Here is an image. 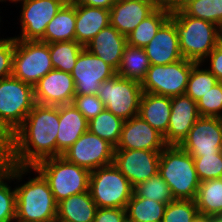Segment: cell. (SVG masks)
<instances>
[{"label": "cell", "mask_w": 222, "mask_h": 222, "mask_svg": "<svg viewBox=\"0 0 222 222\" xmlns=\"http://www.w3.org/2000/svg\"><path fill=\"white\" fill-rule=\"evenodd\" d=\"M155 10V7L144 1L117 0L110 9V25L127 36Z\"/></svg>", "instance_id": "obj_21"}, {"label": "cell", "mask_w": 222, "mask_h": 222, "mask_svg": "<svg viewBox=\"0 0 222 222\" xmlns=\"http://www.w3.org/2000/svg\"><path fill=\"white\" fill-rule=\"evenodd\" d=\"M134 193L138 197L166 204L175 200L168 184L159 173L135 186Z\"/></svg>", "instance_id": "obj_35"}, {"label": "cell", "mask_w": 222, "mask_h": 222, "mask_svg": "<svg viewBox=\"0 0 222 222\" xmlns=\"http://www.w3.org/2000/svg\"><path fill=\"white\" fill-rule=\"evenodd\" d=\"M183 11L191 17L211 22L222 30V0H195Z\"/></svg>", "instance_id": "obj_36"}, {"label": "cell", "mask_w": 222, "mask_h": 222, "mask_svg": "<svg viewBox=\"0 0 222 222\" xmlns=\"http://www.w3.org/2000/svg\"><path fill=\"white\" fill-rule=\"evenodd\" d=\"M200 117L197 103L183 94L171 97L169 127L164 140L167 146H180L193 124Z\"/></svg>", "instance_id": "obj_18"}, {"label": "cell", "mask_w": 222, "mask_h": 222, "mask_svg": "<svg viewBox=\"0 0 222 222\" xmlns=\"http://www.w3.org/2000/svg\"><path fill=\"white\" fill-rule=\"evenodd\" d=\"M48 45L54 69L71 73L84 46L77 41L56 42Z\"/></svg>", "instance_id": "obj_33"}, {"label": "cell", "mask_w": 222, "mask_h": 222, "mask_svg": "<svg viewBox=\"0 0 222 222\" xmlns=\"http://www.w3.org/2000/svg\"><path fill=\"white\" fill-rule=\"evenodd\" d=\"M201 63L222 82V41Z\"/></svg>", "instance_id": "obj_42"}, {"label": "cell", "mask_w": 222, "mask_h": 222, "mask_svg": "<svg viewBox=\"0 0 222 222\" xmlns=\"http://www.w3.org/2000/svg\"><path fill=\"white\" fill-rule=\"evenodd\" d=\"M88 131V120L73 105H59V129L56 137L57 157Z\"/></svg>", "instance_id": "obj_22"}, {"label": "cell", "mask_w": 222, "mask_h": 222, "mask_svg": "<svg viewBox=\"0 0 222 222\" xmlns=\"http://www.w3.org/2000/svg\"><path fill=\"white\" fill-rule=\"evenodd\" d=\"M150 66V60L142 47L127 44L117 70V75L141 83Z\"/></svg>", "instance_id": "obj_28"}, {"label": "cell", "mask_w": 222, "mask_h": 222, "mask_svg": "<svg viewBox=\"0 0 222 222\" xmlns=\"http://www.w3.org/2000/svg\"><path fill=\"white\" fill-rule=\"evenodd\" d=\"M192 222H210V215L197 213Z\"/></svg>", "instance_id": "obj_47"}, {"label": "cell", "mask_w": 222, "mask_h": 222, "mask_svg": "<svg viewBox=\"0 0 222 222\" xmlns=\"http://www.w3.org/2000/svg\"><path fill=\"white\" fill-rule=\"evenodd\" d=\"M117 75V71L101 58L83 48L71 72L75 93L97 95L101 84Z\"/></svg>", "instance_id": "obj_13"}, {"label": "cell", "mask_w": 222, "mask_h": 222, "mask_svg": "<svg viewBox=\"0 0 222 222\" xmlns=\"http://www.w3.org/2000/svg\"><path fill=\"white\" fill-rule=\"evenodd\" d=\"M93 222H127L126 208H98Z\"/></svg>", "instance_id": "obj_43"}, {"label": "cell", "mask_w": 222, "mask_h": 222, "mask_svg": "<svg viewBox=\"0 0 222 222\" xmlns=\"http://www.w3.org/2000/svg\"><path fill=\"white\" fill-rule=\"evenodd\" d=\"M218 82L219 80L216 76L202 63H196L191 69L184 94L197 102L199 98L205 95Z\"/></svg>", "instance_id": "obj_34"}, {"label": "cell", "mask_w": 222, "mask_h": 222, "mask_svg": "<svg viewBox=\"0 0 222 222\" xmlns=\"http://www.w3.org/2000/svg\"><path fill=\"white\" fill-rule=\"evenodd\" d=\"M15 38L7 37L0 42V80L12 76Z\"/></svg>", "instance_id": "obj_41"}, {"label": "cell", "mask_w": 222, "mask_h": 222, "mask_svg": "<svg viewBox=\"0 0 222 222\" xmlns=\"http://www.w3.org/2000/svg\"><path fill=\"white\" fill-rule=\"evenodd\" d=\"M53 222H67V221H64V220L56 217V218L53 220Z\"/></svg>", "instance_id": "obj_51"}, {"label": "cell", "mask_w": 222, "mask_h": 222, "mask_svg": "<svg viewBox=\"0 0 222 222\" xmlns=\"http://www.w3.org/2000/svg\"><path fill=\"white\" fill-rule=\"evenodd\" d=\"M97 209L89 191H86L58 202L57 218L67 222H93Z\"/></svg>", "instance_id": "obj_25"}, {"label": "cell", "mask_w": 222, "mask_h": 222, "mask_svg": "<svg viewBox=\"0 0 222 222\" xmlns=\"http://www.w3.org/2000/svg\"><path fill=\"white\" fill-rule=\"evenodd\" d=\"M143 49L151 65H167L183 59L172 15L161 25L156 35Z\"/></svg>", "instance_id": "obj_19"}, {"label": "cell", "mask_w": 222, "mask_h": 222, "mask_svg": "<svg viewBox=\"0 0 222 222\" xmlns=\"http://www.w3.org/2000/svg\"><path fill=\"white\" fill-rule=\"evenodd\" d=\"M171 114V97L143 92L138 115L152 128L166 135Z\"/></svg>", "instance_id": "obj_24"}, {"label": "cell", "mask_w": 222, "mask_h": 222, "mask_svg": "<svg viewBox=\"0 0 222 222\" xmlns=\"http://www.w3.org/2000/svg\"><path fill=\"white\" fill-rule=\"evenodd\" d=\"M0 1L7 3L6 5L8 6V4L11 5L16 0H0Z\"/></svg>", "instance_id": "obj_50"}, {"label": "cell", "mask_w": 222, "mask_h": 222, "mask_svg": "<svg viewBox=\"0 0 222 222\" xmlns=\"http://www.w3.org/2000/svg\"><path fill=\"white\" fill-rule=\"evenodd\" d=\"M195 0H165V10L170 14L183 11Z\"/></svg>", "instance_id": "obj_44"}, {"label": "cell", "mask_w": 222, "mask_h": 222, "mask_svg": "<svg viewBox=\"0 0 222 222\" xmlns=\"http://www.w3.org/2000/svg\"><path fill=\"white\" fill-rule=\"evenodd\" d=\"M195 64L183 58L167 65H151L141 82L143 92L168 97L183 95Z\"/></svg>", "instance_id": "obj_11"}, {"label": "cell", "mask_w": 222, "mask_h": 222, "mask_svg": "<svg viewBox=\"0 0 222 222\" xmlns=\"http://www.w3.org/2000/svg\"><path fill=\"white\" fill-rule=\"evenodd\" d=\"M197 213L195 200H174L166 205L162 222H192Z\"/></svg>", "instance_id": "obj_38"}, {"label": "cell", "mask_w": 222, "mask_h": 222, "mask_svg": "<svg viewBox=\"0 0 222 222\" xmlns=\"http://www.w3.org/2000/svg\"><path fill=\"white\" fill-rule=\"evenodd\" d=\"M166 146L164 136L137 115L123 122L115 149L162 151Z\"/></svg>", "instance_id": "obj_17"}, {"label": "cell", "mask_w": 222, "mask_h": 222, "mask_svg": "<svg viewBox=\"0 0 222 222\" xmlns=\"http://www.w3.org/2000/svg\"><path fill=\"white\" fill-rule=\"evenodd\" d=\"M64 3H73L74 0H62Z\"/></svg>", "instance_id": "obj_52"}, {"label": "cell", "mask_w": 222, "mask_h": 222, "mask_svg": "<svg viewBox=\"0 0 222 222\" xmlns=\"http://www.w3.org/2000/svg\"><path fill=\"white\" fill-rule=\"evenodd\" d=\"M76 3H65L48 23L44 37L45 43L75 41Z\"/></svg>", "instance_id": "obj_26"}, {"label": "cell", "mask_w": 222, "mask_h": 222, "mask_svg": "<svg viewBox=\"0 0 222 222\" xmlns=\"http://www.w3.org/2000/svg\"><path fill=\"white\" fill-rule=\"evenodd\" d=\"M166 203L138 197L133 193L126 206L127 222L162 221Z\"/></svg>", "instance_id": "obj_29"}, {"label": "cell", "mask_w": 222, "mask_h": 222, "mask_svg": "<svg viewBox=\"0 0 222 222\" xmlns=\"http://www.w3.org/2000/svg\"><path fill=\"white\" fill-rule=\"evenodd\" d=\"M52 69L48 43L15 39L13 77L34 87Z\"/></svg>", "instance_id": "obj_9"}, {"label": "cell", "mask_w": 222, "mask_h": 222, "mask_svg": "<svg viewBox=\"0 0 222 222\" xmlns=\"http://www.w3.org/2000/svg\"><path fill=\"white\" fill-rule=\"evenodd\" d=\"M110 10L76 3L75 41L85 47L110 24Z\"/></svg>", "instance_id": "obj_23"}, {"label": "cell", "mask_w": 222, "mask_h": 222, "mask_svg": "<svg viewBox=\"0 0 222 222\" xmlns=\"http://www.w3.org/2000/svg\"><path fill=\"white\" fill-rule=\"evenodd\" d=\"M192 157L200 182L222 178V151L218 154Z\"/></svg>", "instance_id": "obj_37"}, {"label": "cell", "mask_w": 222, "mask_h": 222, "mask_svg": "<svg viewBox=\"0 0 222 222\" xmlns=\"http://www.w3.org/2000/svg\"><path fill=\"white\" fill-rule=\"evenodd\" d=\"M59 105L35 103L23 124L0 147V157L17 166H34L57 157Z\"/></svg>", "instance_id": "obj_1"}, {"label": "cell", "mask_w": 222, "mask_h": 222, "mask_svg": "<svg viewBox=\"0 0 222 222\" xmlns=\"http://www.w3.org/2000/svg\"><path fill=\"white\" fill-rule=\"evenodd\" d=\"M33 167L48 182L57 203L89 189L91 172L68 162L63 156L41 160Z\"/></svg>", "instance_id": "obj_6"}, {"label": "cell", "mask_w": 222, "mask_h": 222, "mask_svg": "<svg viewBox=\"0 0 222 222\" xmlns=\"http://www.w3.org/2000/svg\"><path fill=\"white\" fill-rule=\"evenodd\" d=\"M172 16L184 59L201 63L222 41V30L217 25L191 17L184 11Z\"/></svg>", "instance_id": "obj_3"}, {"label": "cell", "mask_w": 222, "mask_h": 222, "mask_svg": "<svg viewBox=\"0 0 222 222\" xmlns=\"http://www.w3.org/2000/svg\"><path fill=\"white\" fill-rule=\"evenodd\" d=\"M126 45V36L109 24L94 36L84 48L117 71Z\"/></svg>", "instance_id": "obj_20"}, {"label": "cell", "mask_w": 222, "mask_h": 222, "mask_svg": "<svg viewBox=\"0 0 222 222\" xmlns=\"http://www.w3.org/2000/svg\"><path fill=\"white\" fill-rule=\"evenodd\" d=\"M35 103L42 105L72 104L75 82L71 73L52 69L33 87Z\"/></svg>", "instance_id": "obj_16"}, {"label": "cell", "mask_w": 222, "mask_h": 222, "mask_svg": "<svg viewBox=\"0 0 222 222\" xmlns=\"http://www.w3.org/2000/svg\"><path fill=\"white\" fill-rule=\"evenodd\" d=\"M88 191L98 208H126L134 187L114 164H110L90 173Z\"/></svg>", "instance_id": "obj_7"}, {"label": "cell", "mask_w": 222, "mask_h": 222, "mask_svg": "<svg viewBox=\"0 0 222 222\" xmlns=\"http://www.w3.org/2000/svg\"><path fill=\"white\" fill-rule=\"evenodd\" d=\"M34 105L33 86L13 76L0 80V147L23 124Z\"/></svg>", "instance_id": "obj_4"}, {"label": "cell", "mask_w": 222, "mask_h": 222, "mask_svg": "<svg viewBox=\"0 0 222 222\" xmlns=\"http://www.w3.org/2000/svg\"><path fill=\"white\" fill-rule=\"evenodd\" d=\"M161 151L115 149L113 164L133 187L159 171Z\"/></svg>", "instance_id": "obj_15"}, {"label": "cell", "mask_w": 222, "mask_h": 222, "mask_svg": "<svg viewBox=\"0 0 222 222\" xmlns=\"http://www.w3.org/2000/svg\"><path fill=\"white\" fill-rule=\"evenodd\" d=\"M158 173L175 200H195L200 180L193 157L180 146H166L161 151Z\"/></svg>", "instance_id": "obj_5"}, {"label": "cell", "mask_w": 222, "mask_h": 222, "mask_svg": "<svg viewBox=\"0 0 222 222\" xmlns=\"http://www.w3.org/2000/svg\"><path fill=\"white\" fill-rule=\"evenodd\" d=\"M169 17L170 14L165 9H156L126 36L127 44L144 48Z\"/></svg>", "instance_id": "obj_31"}, {"label": "cell", "mask_w": 222, "mask_h": 222, "mask_svg": "<svg viewBox=\"0 0 222 222\" xmlns=\"http://www.w3.org/2000/svg\"><path fill=\"white\" fill-rule=\"evenodd\" d=\"M210 222H222V215H210Z\"/></svg>", "instance_id": "obj_49"}, {"label": "cell", "mask_w": 222, "mask_h": 222, "mask_svg": "<svg viewBox=\"0 0 222 222\" xmlns=\"http://www.w3.org/2000/svg\"><path fill=\"white\" fill-rule=\"evenodd\" d=\"M151 4L156 9H165V0H139Z\"/></svg>", "instance_id": "obj_46"}, {"label": "cell", "mask_w": 222, "mask_h": 222, "mask_svg": "<svg viewBox=\"0 0 222 222\" xmlns=\"http://www.w3.org/2000/svg\"><path fill=\"white\" fill-rule=\"evenodd\" d=\"M195 203L199 213L222 215V178L200 182Z\"/></svg>", "instance_id": "obj_30"}, {"label": "cell", "mask_w": 222, "mask_h": 222, "mask_svg": "<svg viewBox=\"0 0 222 222\" xmlns=\"http://www.w3.org/2000/svg\"><path fill=\"white\" fill-rule=\"evenodd\" d=\"M196 103L200 116L222 118V82H218Z\"/></svg>", "instance_id": "obj_39"}, {"label": "cell", "mask_w": 222, "mask_h": 222, "mask_svg": "<svg viewBox=\"0 0 222 222\" xmlns=\"http://www.w3.org/2000/svg\"><path fill=\"white\" fill-rule=\"evenodd\" d=\"M65 3L62 0H16L10 5L19 10L16 21L19 34L16 40L37 41L44 37L48 23L54 18ZM18 5V6H17ZM19 7V8H18ZM19 15V16H18ZM19 17V18H18ZM21 30V31H20Z\"/></svg>", "instance_id": "obj_8"}, {"label": "cell", "mask_w": 222, "mask_h": 222, "mask_svg": "<svg viewBox=\"0 0 222 222\" xmlns=\"http://www.w3.org/2000/svg\"><path fill=\"white\" fill-rule=\"evenodd\" d=\"M3 3H5V2H3V1H0V4H3ZM1 8H3V7H0V14L2 13L3 14V12L1 11L2 9ZM4 18H3V16H1L0 15V42L1 41H3V40H5L7 37H9V36H5L4 34L2 35L1 33H4L1 29H2V27H4L3 26V24H4V22L2 21ZM2 31V32H1Z\"/></svg>", "instance_id": "obj_48"}, {"label": "cell", "mask_w": 222, "mask_h": 222, "mask_svg": "<svg viewBox=\"0 0 222 222\" xmlns=\"http://www.w3.org/2000/svg\"><path fill=\"white\" fill-rule=\"evenodd\" d=\"M180 147L191 156L220 153L222 151V118L200 116Z\"/></svg>", "instance_id": "obj_14"}, {"label": "cell", "mask_w": 222, "mask_h": 222, "mask_svg": "<svg viewBox=\"0 0 222 222\" xmlns=\"http://www.w3.org/2000/svg\"><path fill=\"white\" fill-rule=\"evenodd\" d=\"M14 186L15 222H53L58 203L48 182L33 166L14 165Z\"/></svg>", "instance_id": "obj_2"}, {"label": "cell", "mask_w": 222, "mask_h": 222, "mask_svg": "<svg viewBox=\"0 0 222 222\" xmlns=\"http://www.w3.org/2000/svg\"><path fill=\"white\" fill-rule=\"evenodd\" d=\"M15 218L14 164L7 163L0 157V222H15Z\"/></svg>", "instance_id": "obj_27"}, {"label": "cell", "mask_w": 222, "mask_h": 222, "mask_svg": "<svg viewBox=\"0 0 222 222\" xmlns=\"http://www.w3.org/2000/svg\"><path fill=\"white\" fill-rule=\"evenodd\" d=\"M123 122L124 120L104 108L95 118L88 121V130L116 147L120 140Z\"/></svg>", "instance_id": "obj_32"}, {"label": "cell", "mask_w": 222, "mask_h": 222, "mask_svg": "<svg viewBox=\"0 0 222 222\" xmlns=\"http://www.w3.org/2000/svg\"><path fill=\"white\" fill-rule=\"evenodd\" d=\"M142 94L140 82L119 75L104 81L97 91L105 108L124 121L138 115Z\"/></svg>", "instance_id": "obj_10"}, {"label": "cell", "mask_w": 222, "mask_h": 222, "mask_svg": "<svg viewBox=\"0 0 222 222\" xmlns=\"http://www.w3.org/2000/svg\"><path fill=\"white\" fill-rule=\"evenodd\" d=\"M116 1L117 0H74V3L84 6L99 7L110 10Z\"/></svg>", "instance_id": "obj_45"}, {"label": "cell", "mask_w": 222, "mask_h": 222, "mask_svg": "<svg viewBox=\"0 0 222 222\" xmlns=\"http://www.w3.org/2000/svg\"><path fill=\"white\" fill-rule=\"evenodd\" d=\"M115 147L89 130L80 136L62 156L70 163L92 172L113 164Z\"/></svg>", "instance_id": "obj_12"}, {"label": "cell", "mask_w": 222, "mask_h": 222, "mask_svg": "<svg viewBox=\"0 0 222 222\" xmlns=\"http://www.w3.org/2000/svg\"><path fill=\"white\" fill-rule=\"evenodd\" d=\"M72 104L90 121L105 108L102 100L97 95L76 94Z\"/></svg>", "instance_id": "obj_40"}]
</instances>
